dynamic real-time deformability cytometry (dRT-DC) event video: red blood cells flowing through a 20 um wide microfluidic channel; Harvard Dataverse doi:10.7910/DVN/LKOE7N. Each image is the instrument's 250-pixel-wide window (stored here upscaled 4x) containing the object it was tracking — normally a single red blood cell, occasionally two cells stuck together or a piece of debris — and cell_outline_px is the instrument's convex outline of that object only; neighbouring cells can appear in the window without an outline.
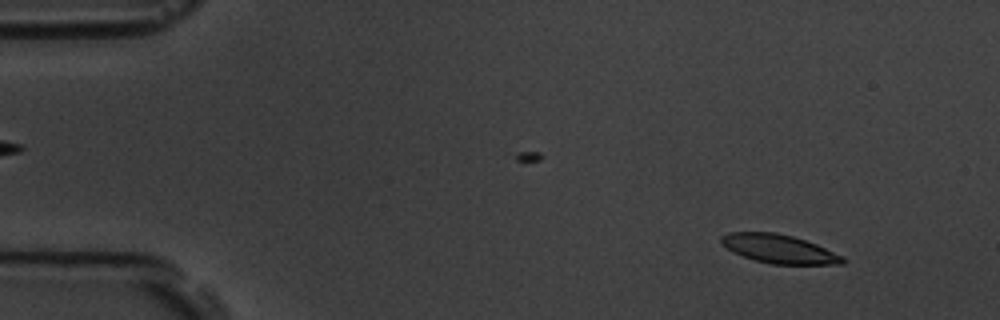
{"species": "common noctule bat (a hibernating species)", "species_latin": "Nyctalus noctula", "temperature_condition": "room temperature", "stored_images_in_passage": 4, "camera_frame_rate_fps": 3000, "um_per_image_px": 0.085, "animal": {"sex": "male", "body_mass_g": 19.5, "forearm_length_mm": 54.6}, "frame": {"image": 1, "passage_image": 1, "time_ms": 0.0, "image_size_px": [1000, 320], "cell_outline_px": [[848, 260], [844, 264], [772, 264], [756, 260], [732, 252], [720, 240], [720, 236], [728, 232], [776, 232], [792, 236], [816, 244], [844, 256]], "centroid_in_image_um": [66.25, 21.15], "position_along_channel_um": 18.7, "area_um2": 20.23}}
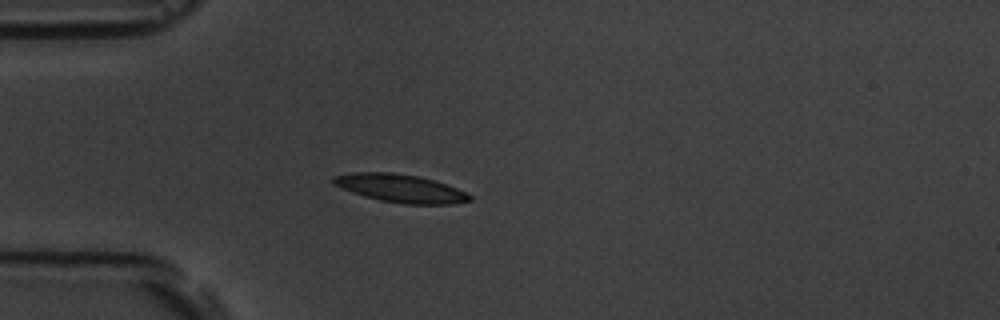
{"frame": {"image": 2, "passage_image": 4, "time_ms": 3.333, "image_size_px": [1000, 320], "cell_outline_px": [[472, 200], [452, 204], [404, 204], [380, 200], [364, 196], [352, 192], [332, 184], [332, 176], [356, 172], [392, 172], [416, 176], [432, 180], [468, 192], [472, 196]], "centroid_in_image_um": [34.03, 16.01], "position_along_channel_um": 51.0, "area_um2": 22.2}}